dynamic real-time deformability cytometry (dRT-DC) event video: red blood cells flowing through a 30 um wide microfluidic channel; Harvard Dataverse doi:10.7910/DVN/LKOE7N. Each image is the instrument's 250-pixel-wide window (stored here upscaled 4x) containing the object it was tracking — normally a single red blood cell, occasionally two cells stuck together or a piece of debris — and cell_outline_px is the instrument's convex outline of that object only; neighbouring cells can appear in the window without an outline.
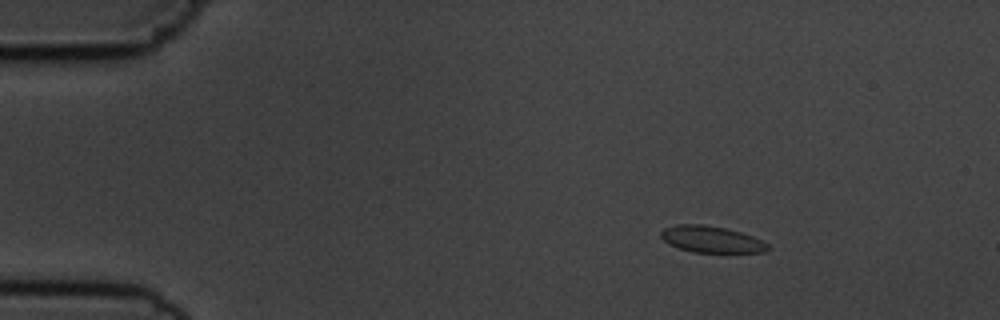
{"species": "common noctule bat (a hibernating species)", "species_latin": "Nyctalus noctula", "temperature_condition": "cold", "stored_images_in_passage": 4, "camera_frame_rate_fps": 3000, "um_per_image_px": 0.085, "animal": {"sex": "male", "body_mass_g": 19.5, "forearm_length_mm": 54.6}, "frame": {"image": 1, "passage_image": 1, "time_ms": 0.0, "image_size_px": [1000, 320], "cell_outline_px": [[768, 248], [764, 252], [692, 252], [668, 244], [660, 236], [660, 232], [664, 228], [676, 224], [704, 224], [724, 228], [740, 232], [752, 236], [768, 244]], "centroid_in_image_um": [60.41, 20.33], "position_along_channel_um": 24.6, "area_um2": 16.36}}